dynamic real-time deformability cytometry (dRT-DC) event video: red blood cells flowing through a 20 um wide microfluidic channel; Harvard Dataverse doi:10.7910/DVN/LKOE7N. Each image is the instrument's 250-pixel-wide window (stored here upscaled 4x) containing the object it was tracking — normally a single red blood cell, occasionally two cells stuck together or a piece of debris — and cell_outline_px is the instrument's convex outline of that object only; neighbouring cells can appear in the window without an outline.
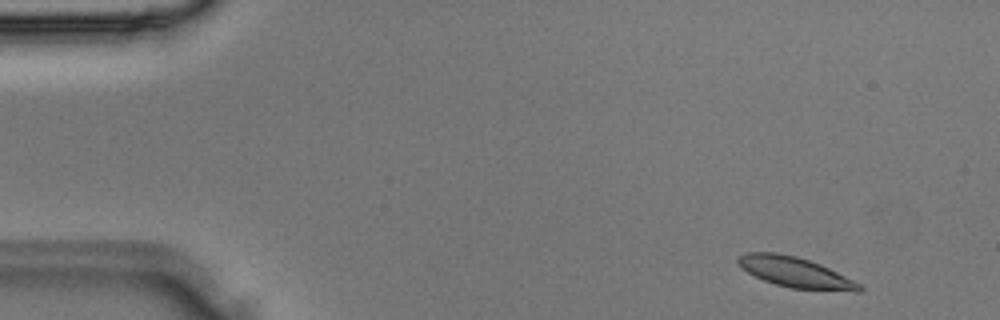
{"species": "Egyptian fruit bat (a non-hibernating species)", "species_latin": "Rousettus aegyptiacus", "temperature_condition": "room temperature", "stored_images_in_passage": 3, "camera_frame_rate_fps": 3000, "um_per_image_px": 0.085, "animal": {"sex": "male"}, "frame": {"image": 1, "passage_image": 1, "time_ms": 0.0, "image_size_px": [1000, 320], "cell_outline_px": [[864, 288], [860, 292], [856, 292], [792, 288], [776, 284], [764, 280], [748, 272], [736, 260], [736, 256], [744, 252], [776, 252], [796, 256], [820, 264], [860, 284]], "centroid_in_image_um": [67.59, 23.14], "position_along_channel_um": 17.4, "area_um2": 21.21}}